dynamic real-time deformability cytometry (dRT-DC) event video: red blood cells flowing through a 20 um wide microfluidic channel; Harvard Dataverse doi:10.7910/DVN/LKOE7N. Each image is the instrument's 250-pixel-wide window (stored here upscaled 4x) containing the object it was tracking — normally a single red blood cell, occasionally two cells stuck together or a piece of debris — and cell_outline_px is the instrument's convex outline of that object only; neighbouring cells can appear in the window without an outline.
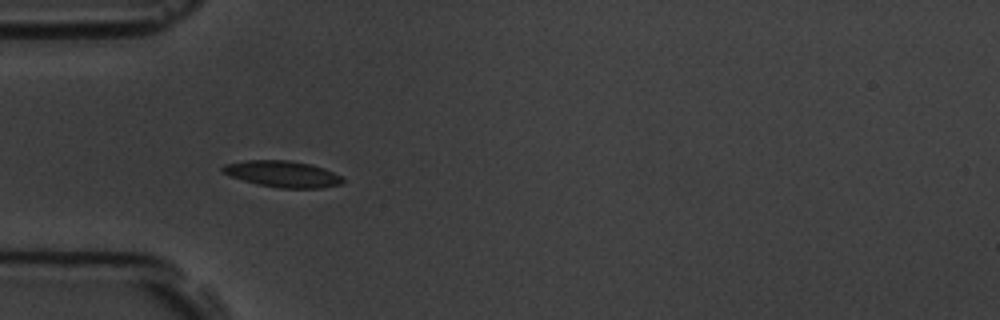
{"species": "common noctule bat (a hibernating species)", "species_latin": "Nyctalus noctula", "temperature_condition": "room temperature", "stored_images_in_passage": 40, "camera_frame_rate_fps": 3000, "um_per_image_px": 0.085, "animal": {"sex": "male", "body_mass_g": 19.5, "forearm_length_mm": 54.6}, "frame": {"image": 1, "passage_image": 1, "time_ms": 0.0, "image_size_px": [1000, 320], "cell_outline_px": [[344, 180], [340, 184], [320, 188], [280, 188], [256, 184], [228, 176], [220, 172], [220, 168], [224, 164], [248, 160], [288, 160], [312, 164], [324, 168], [344, 176]], "centroid_in_image_um": [24.0, 14.78], "position_along_channel_um": 61.0, "area_um2": 18.73}}
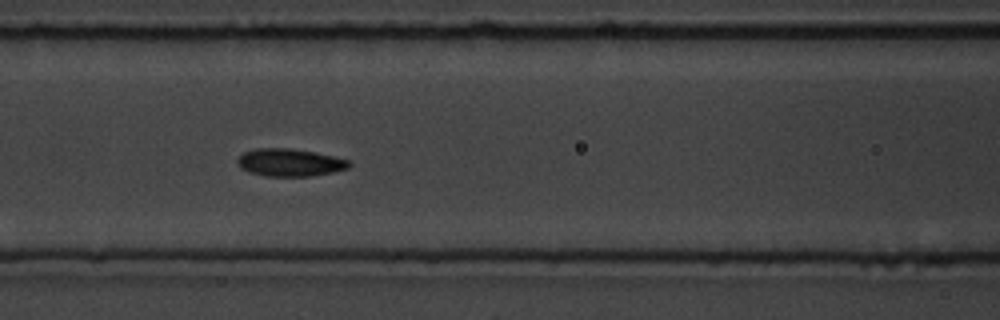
{"frame": {"image": 2, "passage_image": 8, "time_ms": 2.333, "image_size_px": [1000, 320], "cell_outline_px": [[352, 164], [348, 168], [332, 172], [308, 176], [264, 176], [248, 172], [240, 168], [236, 160], [244, 152], [256, 148], [292, 148], [316, 152], [348, 160]], "centroid_in_image_um": [24.6, 13.81], "position_along_channel_um": 142.0, "area_um2": 17.98}}
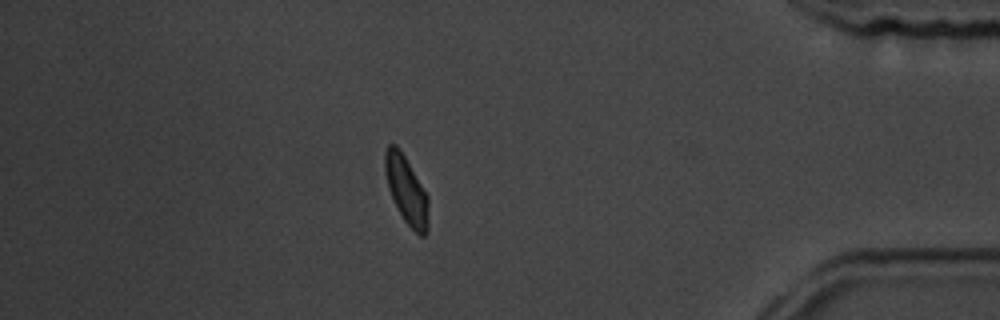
{"frame": {"image": 3, "passage_image": 33, "time_ms": 10.667, "image_size_px": [1000, 320], "cell_outline_px": [[428, 232], [424, 236], [420, 236], [404, 220], [388, 188], [384, 172], [384, 152], [388, 144], [396, 144], [400, 148], [428, 196]], "centroid_in_image_um": [34.53, 16.12], "position_along_channel_um": 400.7, "area_um2": 17.11}, "authors_computed_cell_mechanics": {"area_um2": 17.5423, "velocity_mm_per_s": 3.582, "shape_relaxation_time_tau1_ms": 2.3804, "shape_relaxation_time_tau2_ms": 1.329, "deformation_change_tau1": 0.0959, "deformation_change_tau2": 0.0609}}